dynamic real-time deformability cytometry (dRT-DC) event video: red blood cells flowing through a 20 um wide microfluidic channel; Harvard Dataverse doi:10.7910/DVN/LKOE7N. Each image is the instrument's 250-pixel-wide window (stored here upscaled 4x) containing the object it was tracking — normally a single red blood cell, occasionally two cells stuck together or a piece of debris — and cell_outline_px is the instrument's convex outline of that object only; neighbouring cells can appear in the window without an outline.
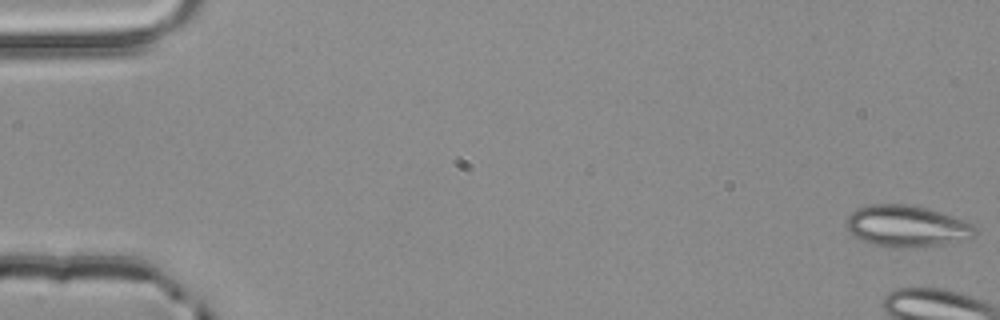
{"species": "common noctule bat (a hibernating species)", "species_latin": "Nyctalus noctula", "temperature_condition": "room temperature", "stored_images_in_passage": 5, "camera_frame_rate_fps": 3000, "um_per_image_px": 0.085, "animal": {"sex": "male", "body_mass_g": 20.4}, "frame": {"image": 1, "passage_image": 1, "time_ms": 0.0, "image_size_px": [1000, 320], "cell_outline_px": [[976, 232], [972, 236], [964, 240], [944, 244], [912, 248], [892, 248], [876, 244], [852, 236], [844, 224], [848, 216], [856, 208], [872, 204], [908, 204], [928, 208], [952, 216], [972, 224], [976, 228]], "centroid_in_image_um": [77.04, 19.22], "position_along_channel_um": 8.0, "area_um2": 31.21}}